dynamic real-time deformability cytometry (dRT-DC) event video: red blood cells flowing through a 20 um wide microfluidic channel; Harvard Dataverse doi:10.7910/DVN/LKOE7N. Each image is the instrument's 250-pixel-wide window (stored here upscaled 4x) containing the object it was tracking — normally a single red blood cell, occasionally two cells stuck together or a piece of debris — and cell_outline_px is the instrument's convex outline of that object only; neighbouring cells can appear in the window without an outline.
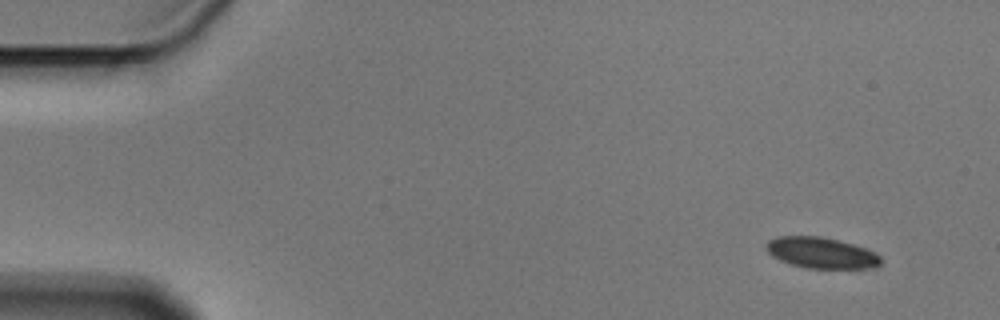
{"species": "Egyptian fruit bat (a non-hibernating species)", "species_latin": "Rousettus aegyptiacus", "temperature_condition": "cold", "stored_images_in_passage": 5, "camera_frame_rate_fps": 3000, "um_per_image_px": 0.085, "animal": {"sex": "male"}, "frame": {"image": 1, "passage_image": 1, "time_ms": 0.0, "image_size_px": [1000, 320], "cell_outline_px": [[880, 264], [868, 268], [808, 268], [792, 264], [780, 260], [772, 256], [768, 252], [764, 244], [768, 240], [776, 236], [820, 236], [852, 244], [864, 248], [880, 256]], "centroid_in_image_um": [69.74, 21.48], "position_along_channel_um": 15.3, "area_um2": 20.4}}